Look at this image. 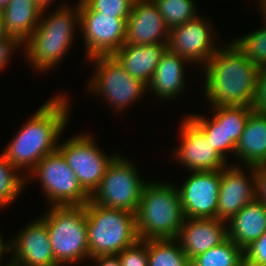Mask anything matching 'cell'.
Wrapping results in <instances>:
<instances>
[{"instance_id":"35","label":"cell","mask_w":266,"mask_h":266,"mask_svg":"<svg viewBox=\"0 0 266 266\" xmlns=\"http://www.w3.org/2000/svg\"><path fill=\"white\" fill-rule=\"evenodd\" d=\"M20 45L22 47V44L14 37L8 36L0 40V70L6 66V63L8 62L9 58H11L13 51L15 49L17 50L18 46L20 47Z\"/></svg>"},{"instance_id":"34","label":"cell","mask_w":266,"mask_h":266,"mask_svg":"<svg viewBox=\"0 0 266 266\" xmlns=\"http://www.w3.org/2000/svg\"><path fill=\"white\" fill-rule=\"evenodd\" d=\"M252 111L266 114V68H261L258 72Z\"/></svg>"},{"instance_id":"33","label":"cell","mask_w":266,"mask_h":266,"mask_svg":"<svg viewBox=\"0 0 266 266\" xmlns=\"http://www.w3.org/2000/svg\"><path fill=\"white\" fill-rule=\"evenodd\" d=\"M244 261L248 266H266V231L244 249Z\"/></svg>"},{"instance_id":"25","label":"cell","mask_w":266,"mask_h":266,"mask_svg":"<svg viewBox=\"0 0 266 266\" xmlns=\"http://www.w3.org/2000/svg\"><path fill=\"white\" fill-rule=\"evenodd\" d=\"M244 261V250L230 238L218 246L199 254L190 261L191 266H239Z\"/></svg>"},{"instance_id":"18","label":"cell","mask_w":266,"mask_h":266,"mask_svg":"<svg viewBox=\"0 0 266 266\" xmlns=\"http://www.w3.org/2000/svg\"><path fill=\"white\" fill-rule=\"evenodd\" d=\"M227 222L217 218H184L177 241L191 261L228 239ZM182 241V242H181Z\"/></svg>"},{"instance_id":"9","label":"cell","mask_w":266,"mask_h":266,"mask_svg":"<svg viewBox=\"0 0 266 266\" xmlns=\"http://www.w3.org/2000/svg\"><path fill=\"white\" fill-rule=\"evenodd\" d=\"M96 64V72L88 87L101 95L116 111L125 109L142 97L147 85L134 78L122 67L113 55L90 58Z\"/></svg>"},{"instance_id":"13","label":"cell","mask_w":266,"mask_h":266,"mask_svg":"<svg viewBox=\"0 0 266 266\" xmlns=\"http://www.w3.org/2000/svg\"><path fill=\"white\" fill-rule=\"evenodd\" d=\"M209 21L197 16L183 25L169 29L167 48L188 61V64L207 63L219 48L213 38ZM217 46H215V45Z\"/></svg>"},{"instance_id":"3","label":"cell","mask_w":266,"mask_h":266,"mask_svg":"<svg viewBox=\"0 0 266 266\" xmlns=\"http://www.w3.org/2000/svg\"><path fill=\"white\" fill-rule=\"evenodd\" d=\"M184 218L176 186L160 181L146 182L136 213L139 240L176 239Z\"/></svg>"},{"instance_id":"26","label":"cell","mask_w":266,"mask_h":266,"mask_svg":"<svg viewBox=\"0 0 266 266\" xmlns=\"http://www.w3.org/2000/svg\"><path fill=\"white\" fill-rule=\"evenodd\" d=\"M205 135V138L210 142L213 148L220 153L226 160L225 154L231 153L235 156L236 145L227 140V131L225 130V121H218L214 116L209 121L201 115L187 116Z\"/></svg>"},{"instance_id":"6","label":"cell","mask_w":266,"mask_h":266,"mask_svg":"<svg viewBox=\"0 0 266 266\" xmlns=\"http://www.w3.org/2000/svg\"><path fill=\"white\" fill-rule=\"evenodd\" d=\"M40 218L47 225L54 257L59 265L90 259L85 205L50 206Z\"/></svg>"},{"instance_id":"37","label":"cell","mask_w":266,"mask_h":266,"mask_svg":"<svg viewBox=\"0 0 266 266\" xmlns=\"http://www.w3.org/2000/svg\"><path fill=\"white\" fill-rule=\"evenodd\" d=\"M96 266H121L117 255L94 256L90 258Z\"/></svg>"},{"instance_id":"15","label":"cell","mask_w":266,"mask_h":266,"mask_svg":"<svg viewBox=\"0 0 266 266\" xmlns=\"http://www.w3.org/2000/svg\"><path fill=\"white\" fill-rule=\"evenodd\" d=\"M180 129V146L175 157L192 172L220 170L228 166L227 160L205 138L204 133L188 118Z\"/></svg>"},{"instance_id":"42","label":"cell","mask_w":266,"mask_h":266,"mask_svg":"<svg viewBox=\"0 0 266 266\" xmlns=\"http://www.w3.org/2000/svg\"><path fill=\"white\" fill-rule=\"evenodd\" d=\"M8 2L9 0H0V11L4 9Z\"/></svg>"},{"instance_id":"31","label":"cell","mask_w":266,"mask_h":266,"mask_svg":"<svg viewBox=\"0 0 266 266\" xmlns=\"http://www.w3.org/2000/svg\"><path fill=\"white\" fill-rule=\"evenodd\" d=\"M93 11L112 15L116 18H128L133 0H83Z\"/></svg>"},{"instance_id":"29","label":"cell","mask_w":266,"mask_h":266,"mask_svg":"<svg viewBox=\"0 0 266 266\" xmlns=\"http://www.w3.org/2000/svg\"><path fill=\"white\" fill-rule=\"evenodd\" d=\"M168 29L183 25L198 15L193 0H153Z\"/></svg>"},{"instance_id":"38","label":"cell","mask_w":266,"mask_h":266,"mask_svg":"<svg viewBox=\"0 0 266 266\" xmlns=\"http://www.w3.org/2000/svg\"><path fill=\"white\" fill-rule=\"evenodd\" d=\"M4 242L5 241L0 236V262H1V259L3 258L2 256H4L3 254L10 252V245L8 243H4Z\"/></svg>"},{"instance_id":"41","label":"cell","mask_w":266,"mask_h":266,"mask_svg":"<svg viewBox=\"0 0 266 266\" xmlns=\"http://www.w3.org/2000/svg\"><path fill=\"white\" fill-rule=\"evenodd\" d=\"M258 4H260V9L262 10L261 12H263V18L264 21H266V0H260V2H258Z\"/></svg>"},{"instance_id":"43","label":"cell","mask_w":266,"mask_h":266,"mask_svg":"<svg viewBox=\"0 0 266 266\" xmlns=\"http://www.w3.org/2000/svg\"><path fill=\"white\" fill-rule=\"evenodd\" d=\"M239 266H248L245 261H243Z\"/></svg>"},{"instance_id":"12","label":"cell","mask_w":266,"mask_h":266,"mask_svg":"<svg viewBox=\"0 0 266 266\" xmlns=\"http://www.w3.org/2000/svg\"><path fill=\"white\" fill-rule=\"evenodd\" d=\"M221 178L222 169L192 172L178 188L185 218H217Z\"/></svg>"},{"instance_id":"39","label":"cell","mask_w":266,"mask_h":266,"mask_svg":"<svg viewBox=\"0 0 266 266\" xmlns=\"http://www.w3.org/2000/svg\"><path fill=\"white\" fill-rule=\"evenodd\" d=\"M8 37L7 33L5 32V27H4V22H3V17L2 13L0 11V40Z\"/></svg>"},{"instance_id":"36","label":"cell","mask_w":266,"mask_h":266,"mask_svg":"<svg viewBox=\"0 0 266 266\" xmlns=\"http://www.w3.org/2000/svg\"><path fill=\"white\" fill-rule=\"evenodd\" d=\"M256 198L266 204V163L256 165Z\"/></svg>"},{"instance_id":"16","label":"cell","mask_w":266,"mask_h":266,"mask_svg":"<svg viewBox=\"0 0 266 266\" xmlns=\"http://www.w3.org/2000/svg\"><path fill=\"white\" fill-rule=\"evenodd\" d=\"M224 167L218 195L217 219L228 222L246 204L256 198V176L254 166H247L251 171V181L240 166Z\"/></svg>"},{"instance_id":"40","label":"cell","mask_w":266,"mask_h":266,"mask_svg":"<svg viewBox=\"0 0 266 266\" xmlns=\"http://www.w3.org/2000/svg\"><path fill=\"white\" fill-rule=\"evenodd\" d=\"M54 0H35V2L40 6V8L46 9L48 6L53 3Z\"/></svg>"},{"instance_id":"2","label":"cell","mask_w":266,"mask_h":266,"mask_svg":"<svg viewBox=\"0 0 266 266\" xmlns=\"http://www.w3.org/2000/svg\"><path fill=\"white\" fill-rule=\"evenodd\" d=\"M204 66L210 106L252 107L260 69L233 42L219 47Z\"/></svg>"},{"instance_id":"10","label":"cell","mask_w":266,"mask_h":266,"mask_svg":"<svg viewBox=\"0 0 266 266\" xmlns=\"http://www.w3.org/2000/svg\"><path fill=\"white\" fill-rule=\"evenodd\" d=\"M57 150L89 195L98 187L109 163L117 155L107 157L87 134L71 137L64 144L58 145Z\"/></svg>"},{"instance_id":"24","label":"cell","mask_w":266,"mask_h":266,"mask_svg":"<svg viewBox=\"0 0 266 266\" xmlns=\"http://www.w3.org/2000/svg\"><path fill=\"white\" fill-rule=\"evenodd\" d=\"M177 239L147 240L148 266H191Z\"/></svg>"},{"instance_id":"17","label":"cell","mask_w":266,"mask_h":266,"mask_svg":"<svg viewBox=\"0 0 266 266\" xmlns=\"http://www.w3.org/2000/svg\"><path fill=\"white\" fill-rule=\"evenodd\" d=\"M168 39L169 29L153 0L134 1L127 19L124 44L168 43Z\"/></svg>"},{"instance_id":"22","label":"cell","mask_w":266,"mask_h":266,"mask_svg":"<svg viewBox=\"0 0 266 266\" xmlns=\"http://www.w3.org/2000/svg\"><path fill=\"white\" fill-rule=\"evenodd\" d=\"M42 11L35 0H9L1 11L5 32L25 44L35 31Z\"/></svg>"},{"instance_id":"19","label":"cell","mask_w":266,"mask_h":266,"mask_svg":"<svg viewBox=\"0 0 266 266\" xmlns=\"http://www.w3.org/2000/svg\"><path fill=\"white\" fill-rule=\"evenodd\" d=\"M167 43L132 45L124 44L113 56L128 74L146 85L151 81Z\"/></svg>"},{"instance_id":"5","label":"cell","mask_w":266,"mask_h":266,"mask_svg":"<svg viewBox=\"0 0 266 266\" xmlns=\"http://www.w3.org/2000/svg\"><path fill=\"white\" fill-rule=\"evenodd\" d=\"M87 243L90 258L118 255L138 240L136 213L97 205L85 204Z\"/></svg>"},{"instance_id":"30","label":"cell","mask_w":266,"mask_h":266,"mask_svg":"<svg viewBox=\"0 0 266 266\" xmlns=\"http://www.w3.org/2000/svg\"><path fill=\"white\" fill-rule=\"evenodd\" d=\"M264 22L265 27L233 41L244 56L259 69L266 68V21Z\"/></svg>"},{"instance_id":"8","label":"cell","mask_w":266,"mask_h":266,"mask_svg":"<svg viewBox=\"0 0 266 266\" xmlns=\"http://www.w3.org/2000/svg\"><path fill=\"white\" fill-rule=\"evenodd\" d=\"M28 175L38 177L51 206H80L90 200L58 150L44 156Z\"/></svg>"},{"instance_id":"20","label":"cell","mask_w":266,"mask_h":266,"mask_svg":"<svg viewBox=\"0 0 266 266\" xmlns=\"http://www.w3.org/2000/svg\"><path fill=\"white\" fill-rule=\"evenodd\" d=\"M227 224L228 238L244 250L266 231V204L255 198Z\"/></svg>"},{"instance_id":"11","label":"cell","mask_w":266,"mask_h":266,"mask_svg":"<svg viewBox=\"0 0 266 266\" xmlns=\"http://www.w3.org/2000/svg\"><path fill=\"white\" fill-rule=\"evenodd\" d=\"M79 2L80 30L83 31L87 58L113 55L124 45L128 18L93 11L83 0Z\"/></svg>"},{"instance_id":"1","label":"cell","mask_w":266,"mask_h":266,"mask_svg":"<svg viewBox=\"0 0 266 266\" xmlns=\"http://www.w3.org/2000/svg\"><path fill=\"white\" fill-rule=\"evenodd\" d=\"M56 96L36 110L4 150L7 162L17 171L28 167V175L44 156L57 151L70 105L66 95Z\"/></svg>"},{"instance_id":"21","label":"cell","mask_w":266,"mask_h":266,"mask_svg":"<svg viewBox=\"0 0 266 266\" xmlns=\"http://www.w3.org/2000/svg\"><path fill=\"white\" fill-rule=\"evenodd\" d=\"M188 61L168 49L161 56L160 62L155 70L147 88L162 99H173L183 91L185 83L184 65Z\"/></svg>"},{"instance_id":"14","label":"cell","mask_w":266,"mask_h":266,"mask_svg":"<svg viewBox=\"0 0 266 266\" xmlns=\"http://www.w3.org/2000/svg\"><path fill=\"white\" fill-rule=\"evenodd\" d=\"M10 266H60L54 257L46 223L39 218L22 229L9 243Z\"/></svg>"},{"instance_id":"27","label":"cell","mask_w":266,"mask_h":266,"mask_svg":"<svg viewBox=\"0 0 266 266\" xmlns=\"http://www.w3.org/2000/svg\"><path fill=\"white\" fill-rule=\"evenodd\" d=\"M214 117L218 121H225L227 140L237 145L245 125L252 112V107L247 106H214Z\"/></svg>"},{"instance_id":"32","label":"cell","mask_w":266,"mask_h":266,"mask_svg":"<svg viewBox=\"0 0 266 266\" xmlns=\"http://www.w3.org/2000/svg\"><path fill=\"white\" fill-rule=\"evenodd\" d=\"M117 256L121 266H148L147 240H138Z\"/></svg>"},{"instance_id":"7","label":"cell","mask_w":266,"mask_h":266,"mask_svg":"<svg viewBox=\"0 0 266 266\" xmlns=\"http://www.w3.org/2000/svg\"><path fill=\"white\" fill-rule=\"evenodd\" d=\"M145 184L146 181L140 178L132 162L117 154L90 195V201L104 207L137 213Z\"/></svg>"},{"instance_id":"23","label":"cell","mask_w":266,"mask_h":266,"mask_svg":"<svg viewBox=\"0 0 266 266\" xmlns=\"http://www.w3.org/2000/svg\"><path fill=\"white\" fill-rule=\"evenodd\" d=\"M244 166L266 163V114L251 112L235 149Z\"/></svg>"},{"instance_id":"4","label":"cell","mask_w":266,"mask_h":266,"mask_svg":"<svg viewBox=\"0 0 266 266\" xmlns=\"http://www.w3.org/2000/svg\"><path fill=\"white\" fill-rule=\"evenodd\" d=\"M76 6L72 10L64 5L47 18H42L46 10L43 9L35 31L23 44L26 45V57L39 72L47 71L59 63L72 45L75 28L80 26L79 3Z\"/></svg>"},{"instance_id":"28","label":"cell","mask_w":266,"mask_h":266,"mask_svg":"<svg viewBox=\"0 0 266 266\" xmlns=\"http://www.w3.org/2000/svg\"><path fill=\"white\" fill-rule=\"evenodd\" d=\"M17 169L7 162L3 152L0 154V208L16 200L27 183L26 174H18ZM27 178H26V177Z\"/></svg>"}]
</instances>
